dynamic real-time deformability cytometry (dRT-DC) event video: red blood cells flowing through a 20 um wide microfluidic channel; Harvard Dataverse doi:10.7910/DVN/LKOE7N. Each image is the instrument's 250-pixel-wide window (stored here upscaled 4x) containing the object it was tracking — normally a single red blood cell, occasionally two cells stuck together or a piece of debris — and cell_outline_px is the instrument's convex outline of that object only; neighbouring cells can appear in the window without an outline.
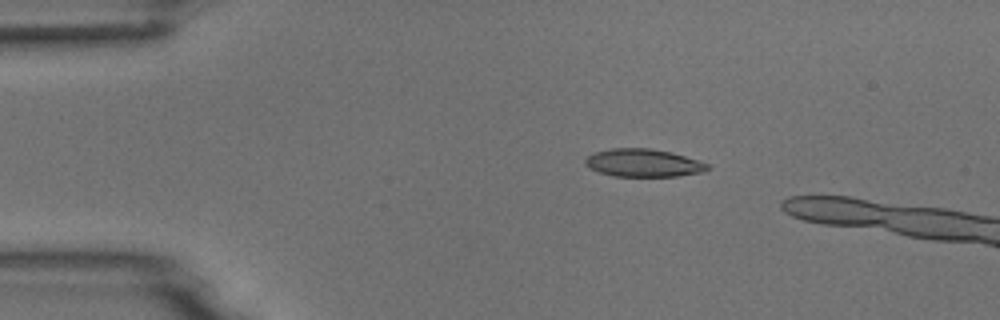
{"species": "common noctule bat (a hibernating species)", "species_latin": "Nyctalus noctula", "temperature_condition": "room temperature", "stored_images_in_passage": 5, "camera_frame_rate_fps": 3000, "um_per_image_px": 0.085, "animal": {"sex": "male", "body_mass_g": 18.8}, "frame": {"image": 1, "passage_image": 3, "time_ms": 2.333, "image_size_px": [1000, 320], "cell_outline_px": [[708, 168], [704, 172], [676, 176], [616, 176], [600, 172], [584, 164], [584, 160], [588, 156], [596, 152], [612, 148], [648, 148], [672, 152], [700, 160], [708, 164]], "centroid_in_image_um": [54.72, 13.84], "position_along_channel_um": 30.3, "area_um2": 19.71}}